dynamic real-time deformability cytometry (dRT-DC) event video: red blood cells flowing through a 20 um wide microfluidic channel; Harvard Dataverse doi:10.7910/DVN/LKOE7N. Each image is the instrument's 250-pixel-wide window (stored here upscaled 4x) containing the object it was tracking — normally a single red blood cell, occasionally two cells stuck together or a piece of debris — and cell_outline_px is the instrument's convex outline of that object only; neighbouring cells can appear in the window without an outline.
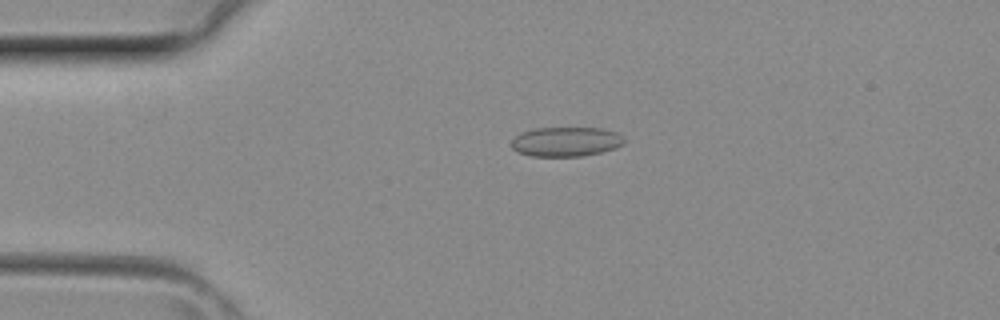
{"species": "common noctule bat (a hibernating species)", "species_latin": "Nyctalus noctula", "temperature_condition": "room temperature", "stored_images_in_passage": 4, "camera_frame_rate_fps": 3000, "um_per_image_px": 0.085, "animal": {"sex": "female", "body_mass_g": 29.2, "forearm_length_mm": 56.3}, "frame": {"image": 1, "passage_image": 3, "time_ms": 0.667, "image_size_px": [1000, 320], "cell_outline_px": [[624, 144], [616, 148], [600, 152], [580, 156], [532, 156], [516, 152], [512, 148], [512, 140], [520, 132], [532, 128], [604, 128], [616, 132], [624, 136]], "centroid_in_image_um": [48.11, 12.03], "position_along_channel_um": 36.9, "area_um2": 19.54}}